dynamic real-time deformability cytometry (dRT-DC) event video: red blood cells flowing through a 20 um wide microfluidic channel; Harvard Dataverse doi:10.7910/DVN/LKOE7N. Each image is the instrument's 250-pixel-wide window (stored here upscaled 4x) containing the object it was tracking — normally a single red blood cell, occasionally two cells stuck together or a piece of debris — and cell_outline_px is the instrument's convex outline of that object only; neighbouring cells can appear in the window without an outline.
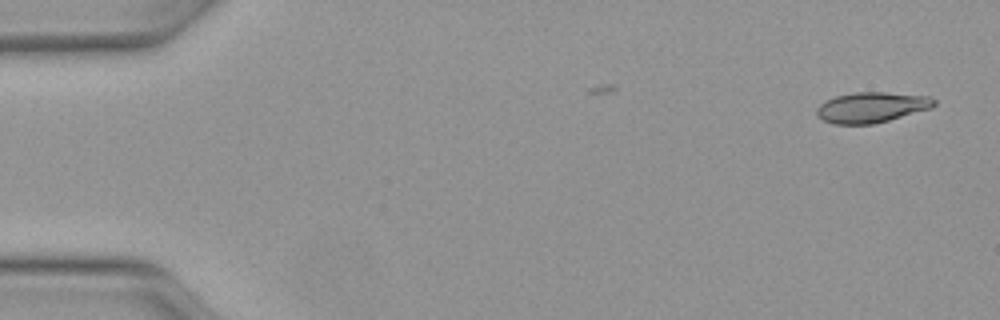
{"species": "Egyptian fruit bat (a non-hibernating species)", "species_latin": "Rousettus aegyptiacus", "temperature_condition": "warm", "stored_images_in_passage": 7, "camera_frame_rate_fps": 3000, "um_per_image_px": 0.085, "animal": {"sex": "female"}, "frame": {"image": 1, "passage_image": 1, "time_ms": 0.0, "image_size_px": [1000, 320], "cell_outline_px": [[936, 104], [932, 108], [888, 120], [872, 124], [832, 124], [816, 116], [816, 108], [824, 100], [836, 96], [856, 92], [884, 92], [928, 96], [936, 100]], "centroid_in_image_um": [74.06, 9.12], "position_along_channel_um": 10.9, "area_um2": 20.87}}